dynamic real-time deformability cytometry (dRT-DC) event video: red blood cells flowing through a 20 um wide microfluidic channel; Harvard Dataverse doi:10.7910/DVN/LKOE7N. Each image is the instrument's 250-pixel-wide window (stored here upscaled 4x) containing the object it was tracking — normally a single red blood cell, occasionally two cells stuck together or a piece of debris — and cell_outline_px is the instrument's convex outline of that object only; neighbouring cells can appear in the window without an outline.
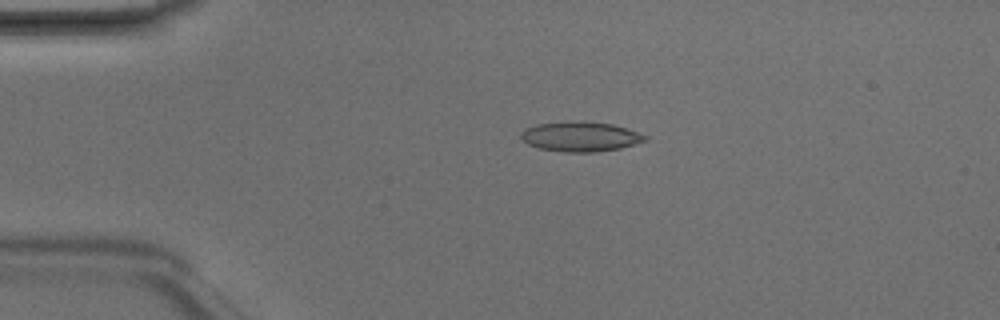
{"species": "Egyptian fruit bat (a non-hibernating species)", "species_latin": "Rousettus aegyptiacus", "temperature_condition": "room temperature", "stored_images_in_passage": 4, "camera_frame_rate_fps": 3000, "um_per_image_px": 0.085, "animal": {"sex": "male"}, "frame": {"image": 1, "passage_image": 3, "time_ms": 0.667, "image_size_px": [1000, 320], "cell_outline_px": [[648, 140], [636, 144], [620, 148], [596, 152], [564, 152], [540, 148], [528, 144], [520, 136], [520, 132], [524, 128], [536, 124], [612, 124], [648, 136]], "centroid_in_image_um": [49.34, 11.67], "position_along_channel_um": 35.7, "area_um2": 20.52}}